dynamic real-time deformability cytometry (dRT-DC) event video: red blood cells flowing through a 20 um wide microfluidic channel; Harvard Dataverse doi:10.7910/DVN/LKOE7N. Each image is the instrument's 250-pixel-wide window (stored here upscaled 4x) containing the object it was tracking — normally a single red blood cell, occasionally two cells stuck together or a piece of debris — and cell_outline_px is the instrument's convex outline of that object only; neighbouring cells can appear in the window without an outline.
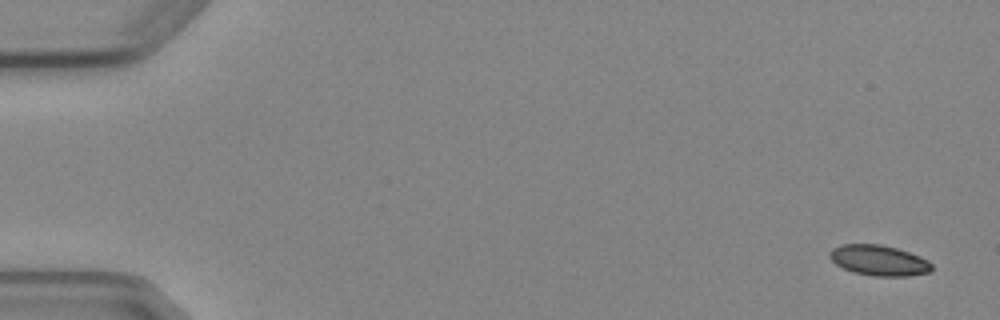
{"species": "Egyptian fruit bat (a non-hibernating species)", "species_latin": "Rousettus aegyptiacus", "temperature_condition": "cold", "stored_images_in_passage": 5, "camera_frame_rate_fps": 3000, "um_per_image_px": 0.085, "animal": {"sex": "female"}, "frame": {"image": 1, "passage_image": 1, "time_ms": 0.0, "image_size_px": [1000, 320], "cell_outline_px": [[932, 272], [908, 276], [872, 276], [852, 272], [836, 264], [828, 256], [828, 252], [832, 248], [840, 244], [880, 244], [896, 248], [920, 256], [928, 260], [932, 264]], "centroid_in_image_um": [74.7, 22.13], "position_along_channel_um": 10.3, "area_um2": 18.32}}
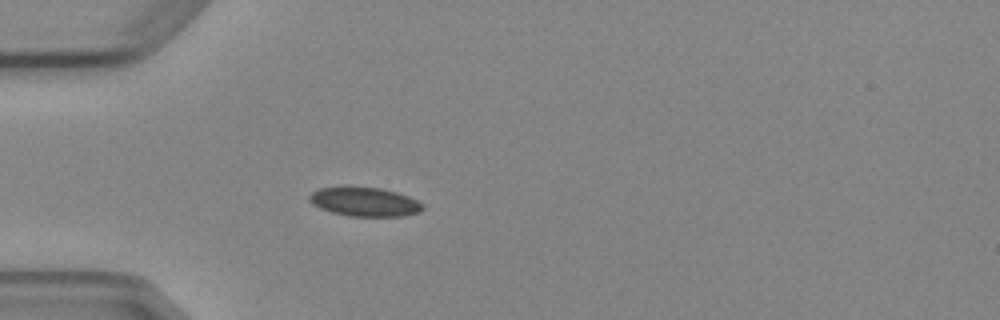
{"frame": {"image": 2, "passage_image": 5, "time_ms": 4.667, "image_size_px": [1000, 320], "cell_outline_px": [[424, 208], [420, 212], [404, 216], [352, 216], [332, 212], [320, 208], [308, 200], [308, 196], [312, 192], [320, 188], [380, 188], [396, 192], [408, 196], [424, 204]], "centroid_in_image_um": [31.03, 17.17], "position_along_channel_um": 54.0, "area_um2": 18.79}}